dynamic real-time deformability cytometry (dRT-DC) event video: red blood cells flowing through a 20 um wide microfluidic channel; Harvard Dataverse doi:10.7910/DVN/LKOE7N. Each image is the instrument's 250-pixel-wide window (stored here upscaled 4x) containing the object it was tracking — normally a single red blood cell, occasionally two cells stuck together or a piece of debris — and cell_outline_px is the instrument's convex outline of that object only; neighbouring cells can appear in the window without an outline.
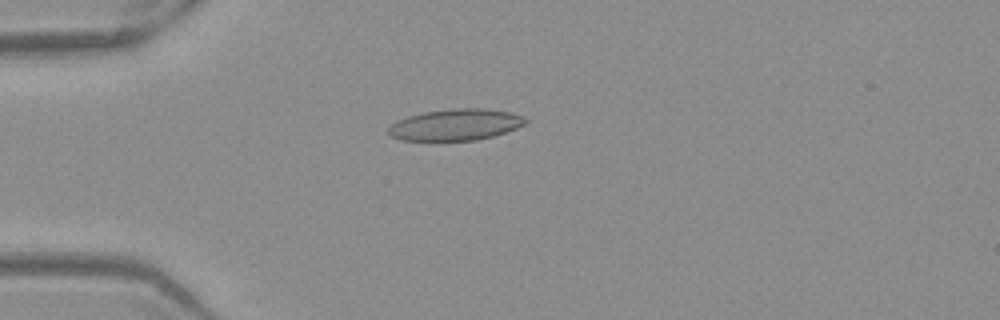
{"species": "Egyptian fruit bat (a non-hibernating species)", "species_latin": "Rousettus aegyptiacus", "temperature_condition": "warm", "stored_images_in_passage": 52, "camera_frame_rate_fps": 3000, "um_per_image_px": 0.085, "frame": {"image": 1, "passage_image": 14, "time_ms": 4.333, "image_size_px": [1000, 320], "cell_outline_px": [[528, 120], [524, 124], [516, 128], [492, 136], [476, 140], [400, 140], [392, 136], [388, 132], [388, 128], [396, 120], [408, 116], [424, 112], [452, 108], [484, 108], [508, 112], [524, 116]], "centroid_in_image_um": [38.71, 10.59], "position_along_channel_um": 46.3, "area_um2": 24.91}}
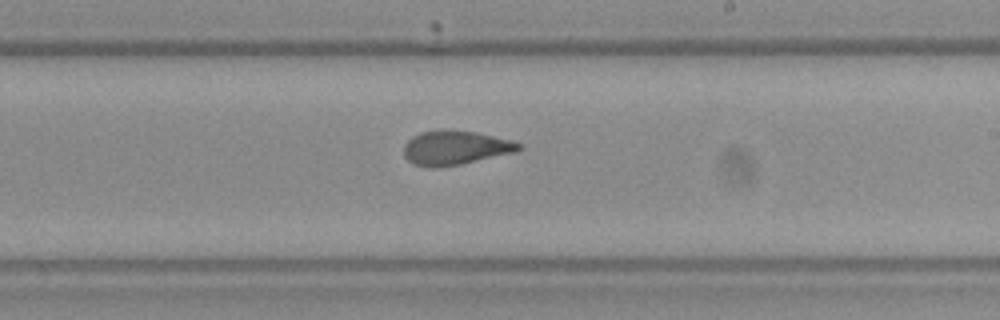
{"frame": {"image": 2, "passage_image": 31, "time_ms": 10.0, "image_size_px": [1000, 320], "cell_outline_px": [[524, 148], [516, 152], [460, 164], [440, 168], [428, 168], [412, 164], [404, 156], [404, 144], [412, 136], [420, 132], [440, 128], [444, 128], [476, 132], [512, 140], [524, 144]], "centroid_in_image_um": [38.69, 12.55], "position_along_channel_um": 250.3, "area_um2": 23.52}}
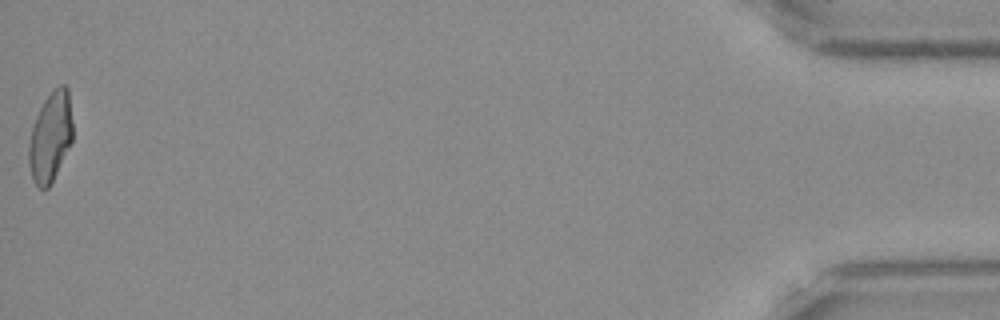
{"frame": {"image": 3, "passage_image": 52, "time_ms": 17.0, "image_size_px": [1000, 320], "cell_outline_px": [[72, 140], [48, 188], [40, 188], [32, 180], [28, 164], [28, 144], [32, 128], [36, 116], [44, 100], [52, 88], [60, 84], [64, 84], [68, 88], [72, 120]], "centroid_in_image_um": [4.27, 11.59], "position_along_channel_um": 430.9, "area_um2": 22.89}, "authors_computed_cell_mechanics": {"area_um2": 23.5246, "velocity_mm_per_s": 3.9332, "shape_relaxation_time_tau1_ms": null, "shape_relaxation_time_tau2_ms": 1.3231, "deformation_change_tau1": null, "deformation_change_tau2": 0.0796}}